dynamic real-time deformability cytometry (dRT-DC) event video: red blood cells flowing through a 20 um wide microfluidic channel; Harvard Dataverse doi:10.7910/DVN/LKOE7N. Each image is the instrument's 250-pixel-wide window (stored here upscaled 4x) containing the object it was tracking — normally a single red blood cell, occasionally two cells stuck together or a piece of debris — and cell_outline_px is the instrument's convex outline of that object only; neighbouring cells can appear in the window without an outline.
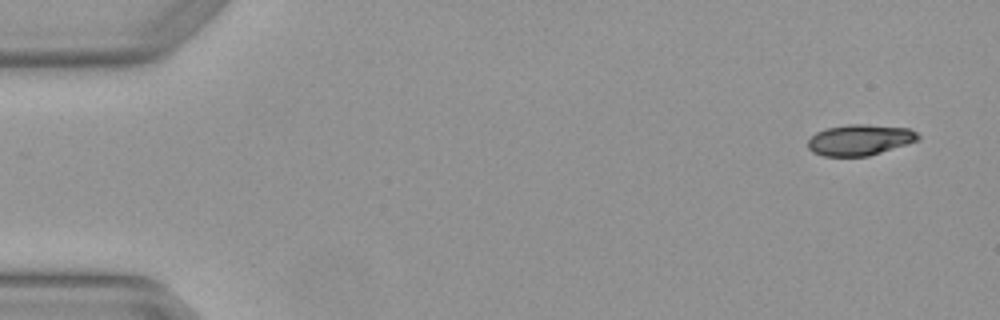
{"species": "Egyptian fruit bat (a non-hibernating species)", "species_latin": "Rousettus aegyptiacus", "temperature_condition": "warm", "stored_images_in_passage": 5, "segment_of_instrument_passage": [2, 2], "camera_frame_rate_fps": 3000, "um_per_image_px": 0.085, "animal": {"sex": "female"}, "frame": {"image": 1, "passage_image": 5, "time_ms": 1.333, "image_size_px": [1000, 320], "cell_outline_px": [[920, 140], [868, 156], [824, 156], [812, 152], [808, 148], [808, 140], [816, 132], [824, 128], [848, 124], [868, 124], [908, 128], [916, 132], [920, 136]], "centroid_in_image_um": [73.07, 11.88], "position_along_channel_um": 11.9, "area_um2": 19.94}}